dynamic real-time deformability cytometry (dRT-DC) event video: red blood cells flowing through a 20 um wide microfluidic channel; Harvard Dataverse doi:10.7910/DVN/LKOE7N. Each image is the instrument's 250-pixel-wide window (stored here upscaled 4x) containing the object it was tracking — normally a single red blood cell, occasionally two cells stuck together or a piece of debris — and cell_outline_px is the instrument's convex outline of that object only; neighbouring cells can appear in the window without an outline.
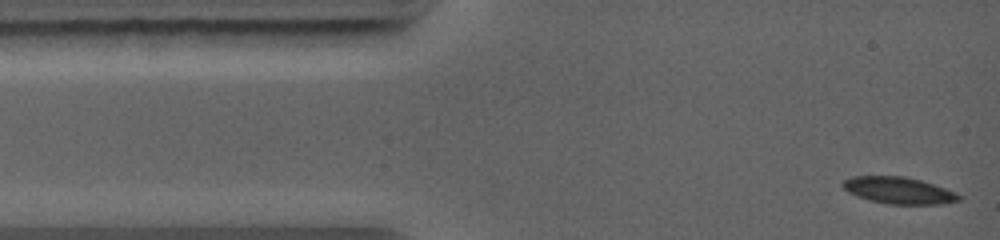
{"species": "common noctule bat (a hibernating species)", "species_latin": "Nyctalus noctula", "temperature_condition": "warm", "stored_images_in_passage": 55, "camera_frame_rate_fps": 5000, "um_per_image_px": 0.085, "animal": {"sex": "female", "body_mass_g": 19.0, "forearm_length_mm": 56.7}, "frame": {"image": 1, "passage_image": 1, "time_ms": 0.0, "image_size_px": [1000, 240], "cell_outline_px": [[964, 196], [960, 200], [944, 204], [888, 204], [868, 200], [856, 196], [848, 192], [840, 184], [844, 180], [852, 176], [904, 176], [920, 180], [956, 192]], "centroid_in_image_um": [76.39, 16.19], "position_along_channel_um": 8.6, "area_um2": 18.21}}
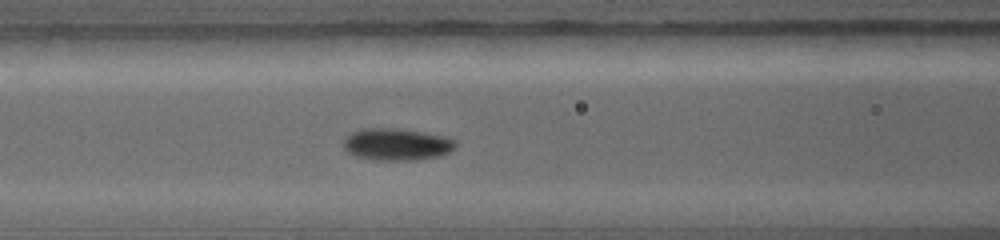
{"frame": {"image": 2, "passage_image": 21, "time_ms": 4.0, "image_size_px": [1000, 240], "cell_outline_px": [[456, 148], [448, 152], [436, 156], [416, 160], [372, 160], [356, 156], [348, 152], [344, 148], [344, 136], [348, 132], [360, 128], [396, 128], [424, 132], [444, 136], [456, 140]], "centroid_in_image_um": [33.67, 12.25], "position_along_channel_um": 132.9, "area_um2": 21.15}}
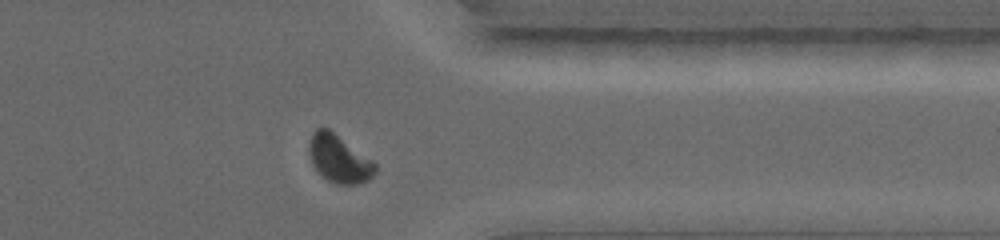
{"frame": {"image": 3, "passage_image": 49, "time_ms": 9.4, "image_size_px": [1000, 240], "cell_outline_px": [[376, 172], [368, 180], [360, 184], [336, 184], [328, 180], [312, 164], [308, 152], [308, 144], [312, 132], [316, 128], [328, 128], [372, 160], [376, 164]], "centroid_in_image_um": [28.81, 13.49], "position_along_channel_um": 382.6, "area_um2": 18.26}}